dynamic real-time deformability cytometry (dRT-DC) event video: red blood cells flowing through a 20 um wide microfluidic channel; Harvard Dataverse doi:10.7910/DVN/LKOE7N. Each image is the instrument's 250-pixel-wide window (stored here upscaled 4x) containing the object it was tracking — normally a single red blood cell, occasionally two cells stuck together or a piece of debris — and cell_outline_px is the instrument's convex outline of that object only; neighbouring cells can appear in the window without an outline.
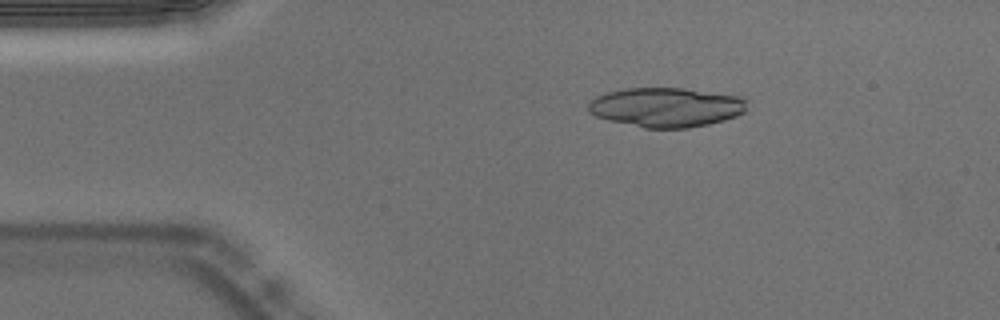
{"species": "Egyptian fruit bat (a non-hibernating species)", "species_latin": "Rousettus aegyptiacus", "temperature_condition": "warm", "stored_images_in_passage": 51, "camera_frame_rate_fps": 3000, "um_per_image_px": 0.085, "animal": {"sex": "male"}, "frame": {"image": 1, "passage_image": 8, "time_ms": 2.333, "image_size_px": [1000, 320], "cell_outline_px": [[748, 100], [744, 112], [736, 116], [724, 120], [708, 124], [688, 128], [644, 128], [608, 120], [596, 116], [588, 112], [588, 104], [596, 96], [608, 92], [624, 88], [684, 88], [740, 96]], "centroid_in_image_um": [56.63, 9.11], "position_along_channel_um": 28.4, "area_um2": 36.59}}